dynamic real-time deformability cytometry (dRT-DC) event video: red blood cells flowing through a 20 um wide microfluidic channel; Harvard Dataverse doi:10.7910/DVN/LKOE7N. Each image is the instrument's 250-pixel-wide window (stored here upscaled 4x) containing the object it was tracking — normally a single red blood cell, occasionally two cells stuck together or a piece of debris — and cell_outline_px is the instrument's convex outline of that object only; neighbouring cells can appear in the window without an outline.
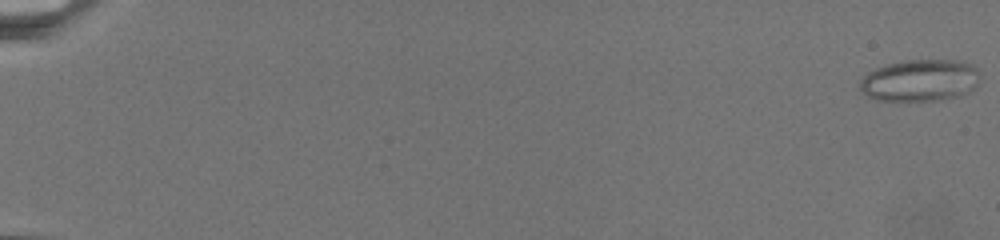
{"species": "common noctule bat (a hibernating species)", "species_latin": "Nyctalus noctula", "temperature_condition": "warm", "stored_images_in_passage": 39, "camera_frame_rate_fps": 3000, "um_per_image_px": 0.085, "animal": {"sex": "female", "body_mass_g": 19.5, "forearm_length_mm": 54.1}, "frame": {"image": 1, "passage_image": 1, "time_ms": 0.0, "image_size_px": [1000, 240], "cell_outline_px": [[976, 84], [968, 92], [956, 96], [936, 100], [880, 100], [868, 96], [860, 88], [860, 80], [868, 72], [884, 64], [904, 60], [956, 60], [972, 64], [976, 68]], "centroid_in_image_um": [78.15, 6.81], "position_along_channel_um": 6.9, "area_um2": 28.84}}
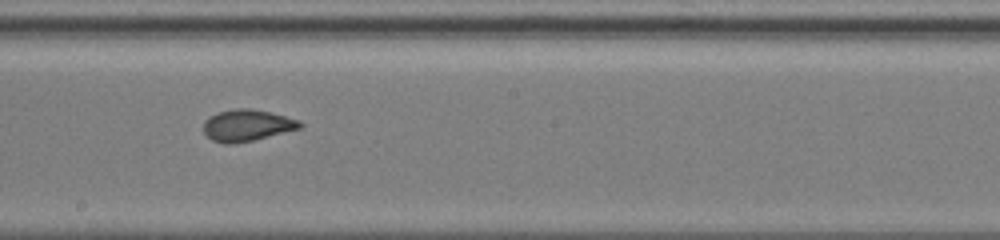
{"frame": {"image": 2, "passage_image": 21, "time_ms": 15.0, "image_size_px": [1000, 240], "cell_outline_px": [[304, 124], [300, 128], [252, 140], [232, 144], [224, 144], [212, 140], [204, 132], [204, 120], [208, 116], [216, 112], [236, 108], [252, 108], [300, 120]], "centroid_in_image_um": [20.96, 10.64], "position_along_channel_um": 227.2, "area_um2": 17.69}}
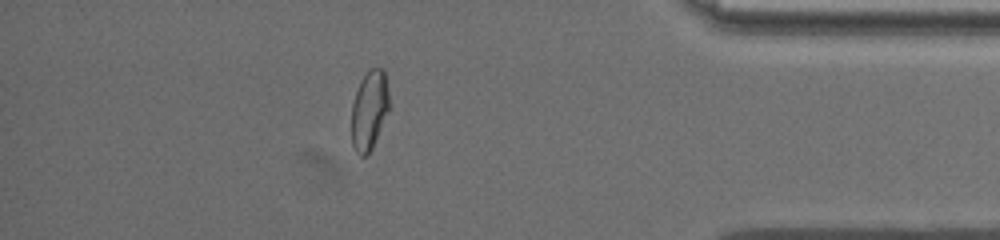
{"frame": {"image": 3, "passage_image": 34, "time_ms": 22.0, "image_size_px": [1000, 240], "cell_outline_px": [[388, 108], [372, 148], [368, 156], [360, 156], [356, 152], [352, 144], [352, 104], [360, 80], [372, 68], [384, 68], [388, 92]], "centroid_in_image_um": [31.37, 9.37], "position_along_channel_um": 403.8, "area_um2": 16.99}}